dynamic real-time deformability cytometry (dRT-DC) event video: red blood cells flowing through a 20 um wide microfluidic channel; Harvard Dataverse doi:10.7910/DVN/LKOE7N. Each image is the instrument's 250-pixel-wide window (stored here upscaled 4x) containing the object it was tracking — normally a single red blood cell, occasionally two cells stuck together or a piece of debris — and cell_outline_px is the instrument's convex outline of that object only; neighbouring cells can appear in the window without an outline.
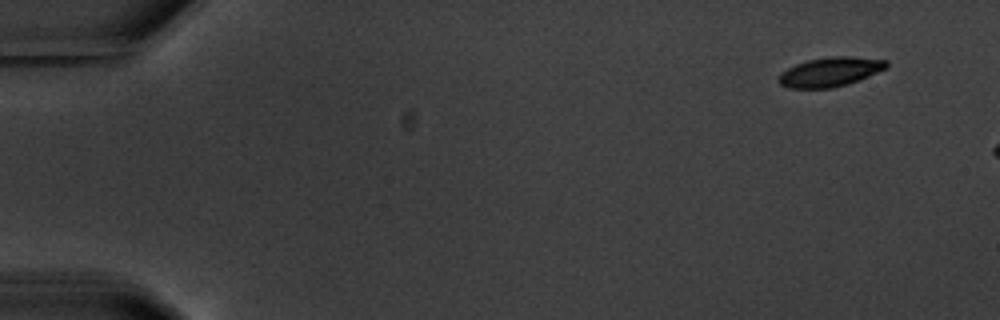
{"species": "common noctule bat (a hibernating species)", "species_latin": "Nyctalus noctula", "temperature_condition": "warm", "stored_images_in_passage": 3, "camera_frame_rate_fps": 3000, "um_per_image_px": 0.085, "animal": {"sex": "male", "body_mass_g": 20.1, "forearm_length_mm": 53.5}, "frame": {"image": 1, "passage_image": 1, "time_ms": 0.0, "image_size_px": [1000, 320], "cell_outline_px": [[888, 68], [848, 84], [832, 88], [788, 88], [780, 84], [776, 80], [780, 72], [796, 64], [808, 60], [828, 56], [852, 56], [888, 60]], "centroid_in_image_um": [70.56, 6.1], "position_along_channel_um": 14.4, "area_um2": 18.61}}